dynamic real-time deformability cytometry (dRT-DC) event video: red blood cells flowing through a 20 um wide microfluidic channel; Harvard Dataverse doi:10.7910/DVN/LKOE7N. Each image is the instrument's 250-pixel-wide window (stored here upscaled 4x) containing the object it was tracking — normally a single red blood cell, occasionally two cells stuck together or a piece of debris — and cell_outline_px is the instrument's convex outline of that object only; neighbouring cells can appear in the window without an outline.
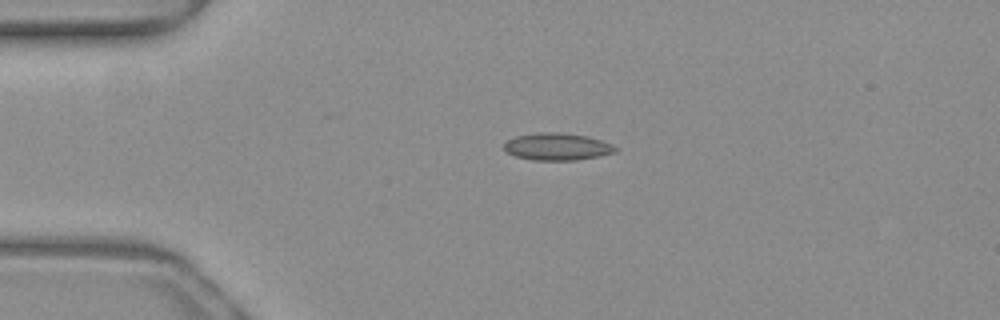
{"species": "common noctule bat (a hibernating species)", "species_latin": "Nyctalus noctula", "temperature_condition": "warm", "stored_images_in_passage": 41, "camera_frame_rate_fps": 3000, "um_per_image_px": 0.085, "animal": {"sex": "female", "body_mass_g": 19.3, "forearm_length_mm": 54.1}, "frame": {"image": 1, "passage_image": 1, "time_ms": 0.0, "image_size_px": [1000, 320], "cell_outline_px": [[620, 148], [616, 152], [600, 156], [576, 160], [532, 160], [516, 156], [508, 152], [504, 148], [504, 140], [516, 136], [536, 132], [556, 132], [588, 136], [600, 140]], "centroid_in_image_um": [47.36, 12.46], "position_along_channel_um": 37.6, "area_um2": 17.74}}
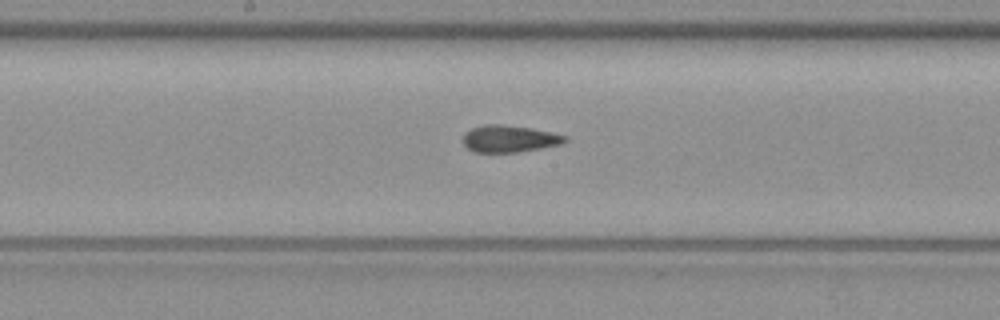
{"frame": {"image": 2, "passage_image": 16, "time_ms": 5.0, "image_size_px": [1000, 320], "cell_outline_px": [[568, 140], [564, 144], [516, 152], [472, 152], [464, 144], [464, 132], [472, 128], [484, 124], [500, 124], [532, 128], [552, 132], [568, 136]], "centroid_in_image_um": [43.33, 11.79], "position_along_channel_um": 204.9, "area_um2": 16.13}}
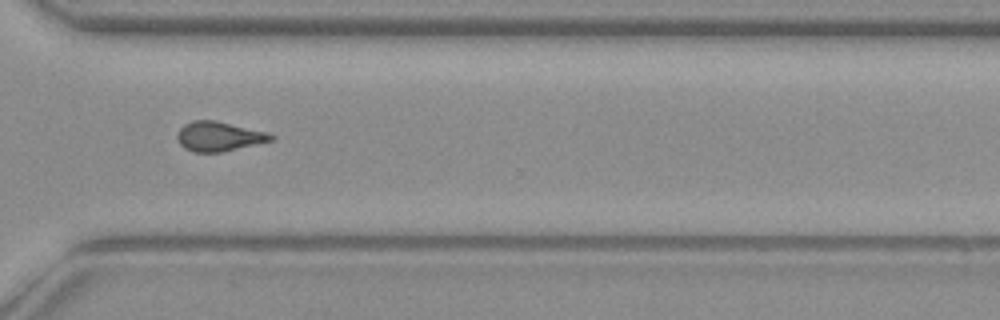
{"frame": {"image": 3, "passage_image": 27, "time_ms": 8.667, "image_size_px": [1000, 320], "cell_outline_px": [[276, 136], [272, 140], [220, 152], [192, 152], [184, 148], [180, 144], [176, 136], [180, 128], [184, 124], [192, 120], [216, 120], [268, 132]], "centroid_in_image_um": [18.58, 11.58], "position_along_channel_um": 352.0, "area_um2": 16.13}, "authors_computed_cell_mechanics": {"area_um2": 16.1262, "velocity_mm_per_s": 4.0221, "shape_relaxation_time_tau1_ms": null, "shape_relaxation_time_tau2_ms": 2.8362, "deformation_change_tau1": null, "deformation_change_tau2": 0.0901}}